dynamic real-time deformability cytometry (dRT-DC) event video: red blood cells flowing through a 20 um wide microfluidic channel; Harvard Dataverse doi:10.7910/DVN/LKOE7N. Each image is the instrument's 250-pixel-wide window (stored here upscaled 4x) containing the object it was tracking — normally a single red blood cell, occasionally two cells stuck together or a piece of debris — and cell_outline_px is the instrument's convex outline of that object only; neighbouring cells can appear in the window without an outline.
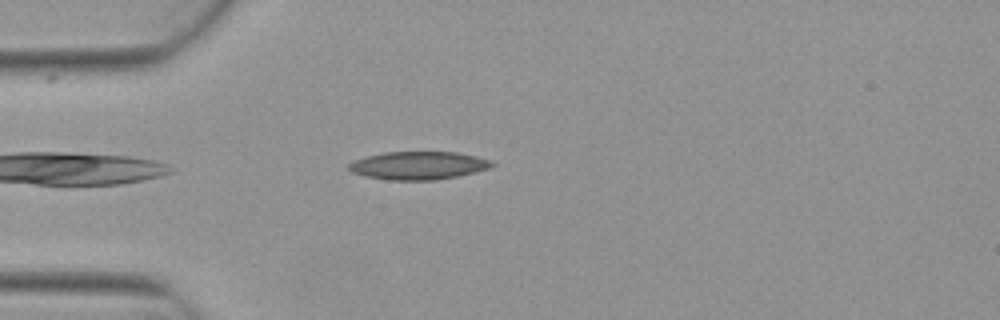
{"species": "Egyptian fruit bat (a non-hibernating species)", "species_latin": "Rousettus aegyptiacus", "temperature_condition": "warm", "stored_images_in_passage": 1, "camera_frame_rate_fps": 3000, "um_per_image_px": 0.085, "animal": {"sex": "female"}, "frame": {"image": 1, "passage_image": 1, "time_ms": 0.0, "image_size_px": [1000, 320], "cell_outline_px": [[496, 164], [488, 168], [476, 172], [436, 180], [388, 180], [364, 176], [352, 172], [348, 168], [348, 164], [352, 160], [384, 152], [456, 152], [476, 156], [492, 160]], "centroid_in_image_um": [35.56, 14.07], "position_along_channel_um": 49.4, "area_um2": 23.47}}